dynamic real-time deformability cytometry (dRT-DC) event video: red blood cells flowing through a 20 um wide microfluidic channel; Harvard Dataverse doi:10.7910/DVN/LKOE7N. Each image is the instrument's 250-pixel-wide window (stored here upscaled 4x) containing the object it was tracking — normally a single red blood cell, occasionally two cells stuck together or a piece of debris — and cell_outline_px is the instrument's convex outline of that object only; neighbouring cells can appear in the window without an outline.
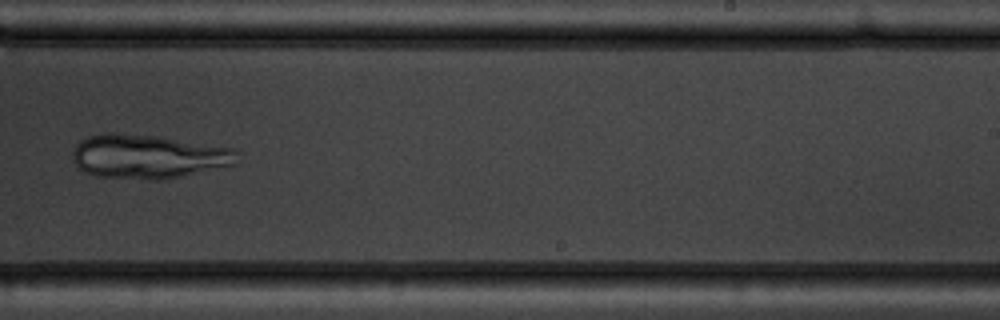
{"species": "common noctule bat (a hibernating species)", "species_latin": "Nyctalus noctula", "temperature_condition": "warm", "stored_images_in_passage": 10, "camera_frame_rate_fps": 3000, "um_per_image_px": 0.085, "animal": {"sex": "male", "body_mass_g": 19.5, "forearm_length_mm": 54.6}, "frame": {"image": 1, "passage_image": 10, "time_ms": 10.333, "image_size_px": [1000, 320], "cell_outline_px": [[240, 152], [236, 164], [168, 180], [148, 180], [92, 176], [84, 172], [76, 164], [72, 156], [72, 152], [76, 144], [80, 140], [88, 136], [104, 132], [116, 132], [156, 136], [236, 148]], "centroid_in_image_um": [12.61, 13.31], "position_along_channel_um": 276.4, "area_um2": 43.06}}